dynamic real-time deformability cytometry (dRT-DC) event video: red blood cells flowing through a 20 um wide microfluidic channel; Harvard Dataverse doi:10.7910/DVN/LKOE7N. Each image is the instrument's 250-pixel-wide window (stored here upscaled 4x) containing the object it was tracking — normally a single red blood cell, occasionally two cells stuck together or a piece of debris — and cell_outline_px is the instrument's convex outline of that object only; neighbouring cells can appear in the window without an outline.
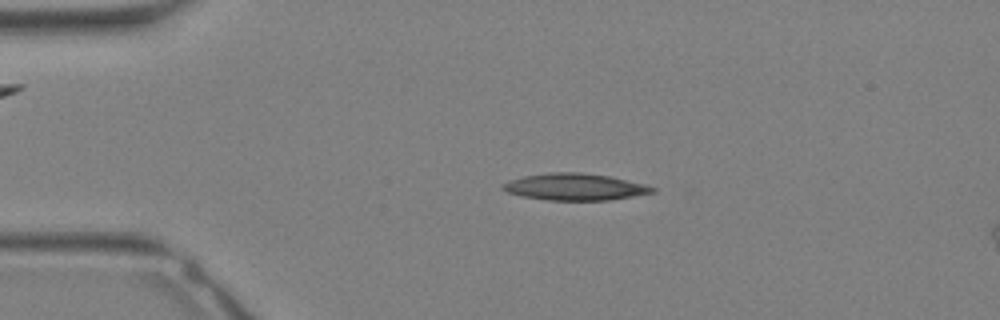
{"species": "Egyptian fruit bat (a non-hibernating species)", "species_latin": "Rousettus aegyptiacus", "temperature_condition": "warm", "stored_images_in_passage": 33, "camera_frame_rate_fps": 3000, "um_per_image_px": 0.085, "animal": {"sex": "female"}, "frame": {"image": 1, "passage_image": 7, "time_ms": 2.0, "image_size_px": [1000, 320], "cell_outline_px": [[656, 192], [608, 200], [548, 200], [520, 196], [508, 192], [500, 188], [500, 184], [508, 180], [524, 176], [548, 172], [580, 172], [608, 176], [644, 184], [656, 188]], "centroid_in_image_um": [48.8, 15.88], "position_along_channel_um": 36.2, "area_um2": 23.35}}
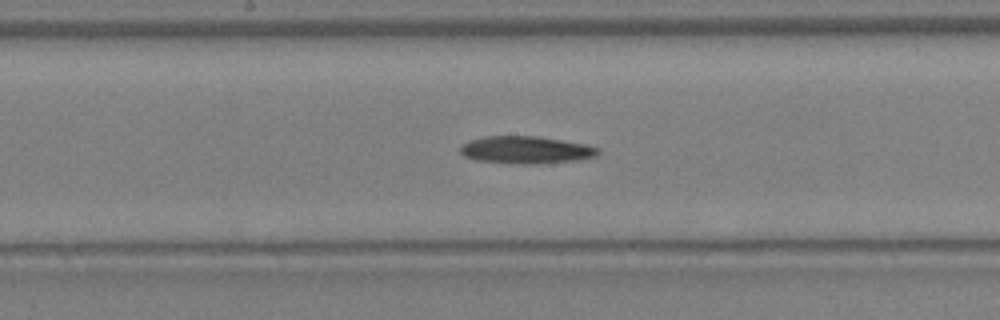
{"frame": {"image": 2, "passage_image": 17, "time_ms": 5.333, "image_size_px": [1000, 320], "cell_outline_px": [[600, 152], [596, 156], [576, 160], [536, 164], [512, 164], [476, 160], [464, 156], [460, 152], [460, 144], [468, 140], [484, 136], [536, 136], [584, 144], [600, 148]], "centroid_in_image_um": [44.65, 12.74], "position_along_channel_um": 203.5, "area_um2": 22.14}}
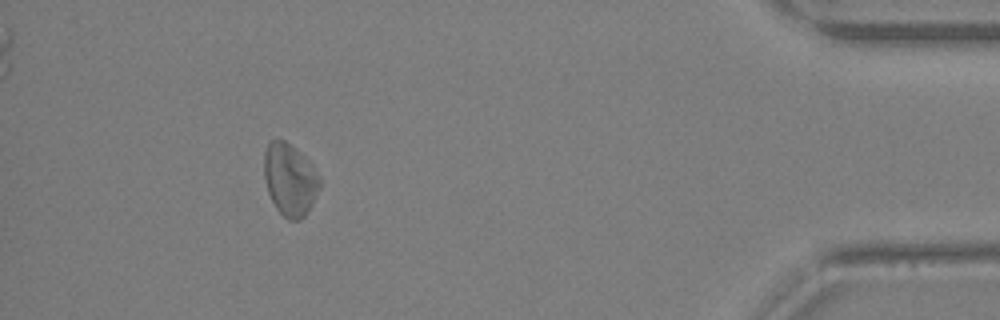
{"frame": {"image": 3, "passage_image": 30, "time_ms": 9.667, "image_size_px": [1000, 320], "cell_outline_px": [[320, 184], [312, 204], [304, 216], [300, 220], [288, 220], [276, 208], [268, 192], [264, 176], [264, 152], [268, 144], [272, 140], [284, 140], [300, 152], [312, 164], [320, 176]], "centroid_in_image_um": [24.64, 15.26], "position_along_channel_um": 410.6, "area_um2": 23.24}}